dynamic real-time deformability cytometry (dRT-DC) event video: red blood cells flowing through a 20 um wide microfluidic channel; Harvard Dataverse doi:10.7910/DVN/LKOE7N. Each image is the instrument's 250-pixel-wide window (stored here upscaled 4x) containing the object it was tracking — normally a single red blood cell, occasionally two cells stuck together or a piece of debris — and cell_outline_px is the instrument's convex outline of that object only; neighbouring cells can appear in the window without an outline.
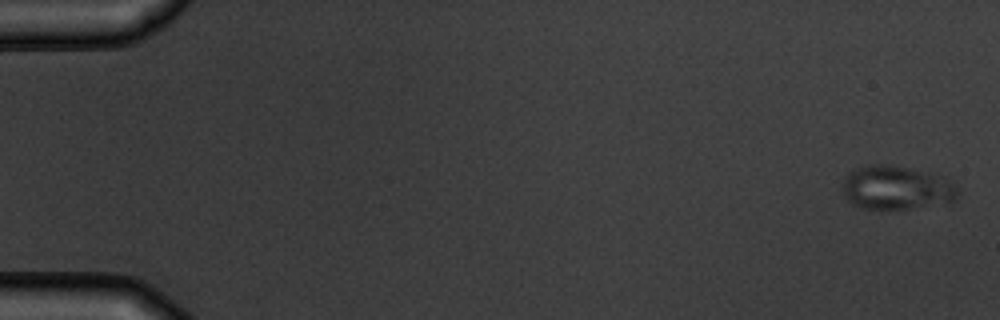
{"species": "common noctule bat (a hibernating species)", "species_latin": "Nyctalus noctula", "temperature_condition": "warm", "stored_images_in_passage": 5, "camera_frame_rate_fps": 3000, "um_per_image_px": 0.085, "animal": {"sex": "male", "body_mass_g": 19.5, "forearm_length_mm": 54.6}, "frame": {"image": 1, "passage_image": 1, "time_ms": 0.0, "image_size_px": [1000, 320], "cell_outline_px": [[960, 192], [948, 204], [904, 208], [864, 208], [852, 204], [848, 200], [844, 192], [844, 180], [848, 172], [856, 168], [868, 164], [888, 164], [944, 176], [960, 188]], "centroid_in_image_um": [76.24, 15.94], "position_along_channel_um": 8.8, "area_um2": 29.3}}